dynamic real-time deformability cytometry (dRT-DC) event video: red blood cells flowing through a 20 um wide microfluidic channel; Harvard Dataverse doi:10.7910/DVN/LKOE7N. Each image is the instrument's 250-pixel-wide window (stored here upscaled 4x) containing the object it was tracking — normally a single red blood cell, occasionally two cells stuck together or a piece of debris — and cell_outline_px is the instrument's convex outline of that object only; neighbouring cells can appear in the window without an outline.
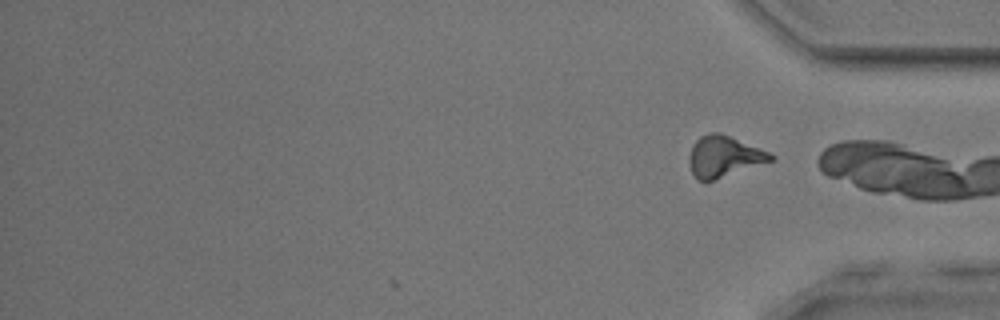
{"species": "common noctule bat (a hibernating species)", "species_latin": "Nyctalus noctula", "temperature_condition": "room temperature", "stored_images_in_passage": 39, "camera_frame_rate_fps": 3000, "um_per_image_px": 0.085, "animal": {"sex": "male", "body_mass_g": 17.9, "forearm_length_mm": 54.2}, "frame": {"image": 1, "passage_image": 39, "time_ms": 12.667, "image_size_px": [1000, 320], "cell_outline_px": [[776, 156], [772, 160], [712, 180], [696, 180], [688, 164], [688, 156], [692, 144], [700, 136], [708, 132], [720, 132], [768, 152]], "centroid_in_image_um": [61.46, 13.28], "position_along_channel_um": 373.7, "area_um2": 19.25}, "authors_computed_cell_mechanics": {"area_um2": 19.1896, "velocity_mm_per_s": 3.8323, "shape_relaxation_time_tau1_ms": 5.4605, "shape_relaxation_time_tau2_ms": 3.3481, "deformation_change_tau1": 0.1449, "deformation_change_tau2": 0.1234}}